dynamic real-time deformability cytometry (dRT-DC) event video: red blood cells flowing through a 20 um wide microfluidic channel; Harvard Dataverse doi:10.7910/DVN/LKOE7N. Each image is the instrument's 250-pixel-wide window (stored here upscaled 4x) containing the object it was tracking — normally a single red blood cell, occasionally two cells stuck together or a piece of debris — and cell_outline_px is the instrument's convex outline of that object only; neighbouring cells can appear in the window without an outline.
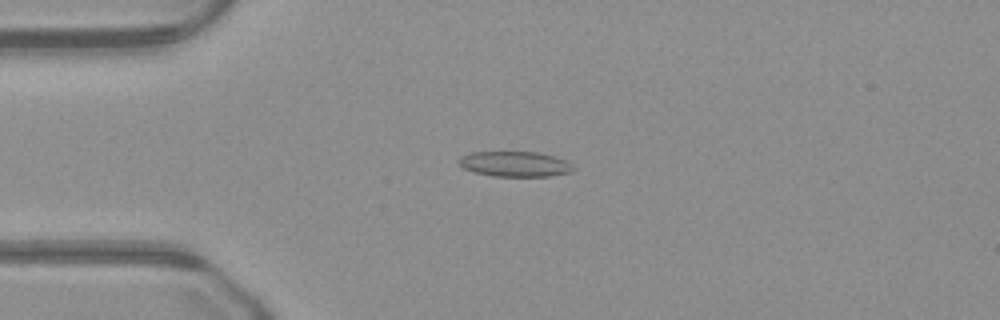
{"species": "common noctule bat (a hibernating species)", "species_latin": "Nyctalus noctula", "temperature_condition": "warm", "stored_images_in_passage": 48, "camera_frame_rate_fps": 3000, "um_per_image_px": 0.085, "animal": {"sex": "male", "body_mass_g": 23.1, "forearm_length_mm": 52.7}, "frame": {"image": 1, "passage_image": 11, "time_ms": 3.333, "image_size_px": [1000, 320], "cell_outline_px": [[576, 168], [572, 172], [548, 176], [492, 176], [476, 172], [464, 168], [456, 160], [460, 156], [472, 152], [540, 152], [564, 160], [572, 164]], "centroid_in_image_um": [43.77, 13.94], "position_along_channel_um": 41.2, "area_um2": 16.82}}
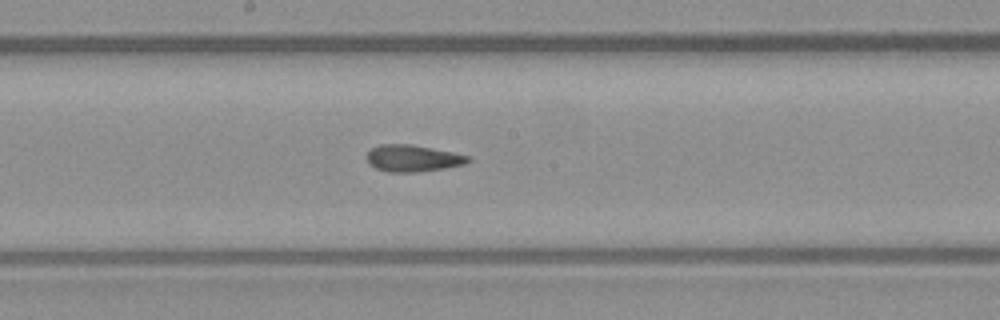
{"frame": {"image": 2, "passage_image": 25, "time_ms": 8.0, "image_size_px": [1000, 320], "cell_outline_px": [[472, 160], [464, 164], [444, 168], [420, 172], [388, 172], [376, 168], [368, 164], [364, 156], [372, 148], [380, 144], [412, 144], [452, 152], [468, 156]], "centroid_in_image_um": [35.04, 13.45], "position_along_channel_um": 213.2, "area_um2": 15.9}}
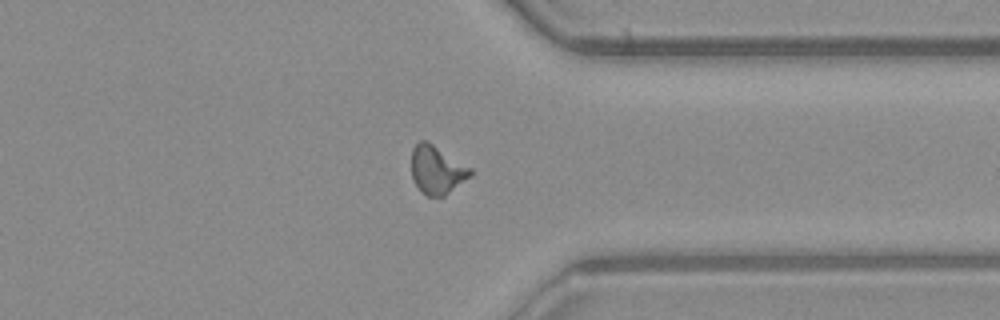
{"frame": {"image": 3, "passage_image": 37, "time_ms": 12.0, "image_size_px": [1000, 320], "cell_outline_px": [[472, 176], [444, 196], [428, 196], [420, 192], [412, 180], [412, 148], [420, 140], [428, 140], [472, 168]], "centroid_in_image_um": [37.14, 14.43], "position_along_channel_um": 374.3, "area_um2": 16.88}}